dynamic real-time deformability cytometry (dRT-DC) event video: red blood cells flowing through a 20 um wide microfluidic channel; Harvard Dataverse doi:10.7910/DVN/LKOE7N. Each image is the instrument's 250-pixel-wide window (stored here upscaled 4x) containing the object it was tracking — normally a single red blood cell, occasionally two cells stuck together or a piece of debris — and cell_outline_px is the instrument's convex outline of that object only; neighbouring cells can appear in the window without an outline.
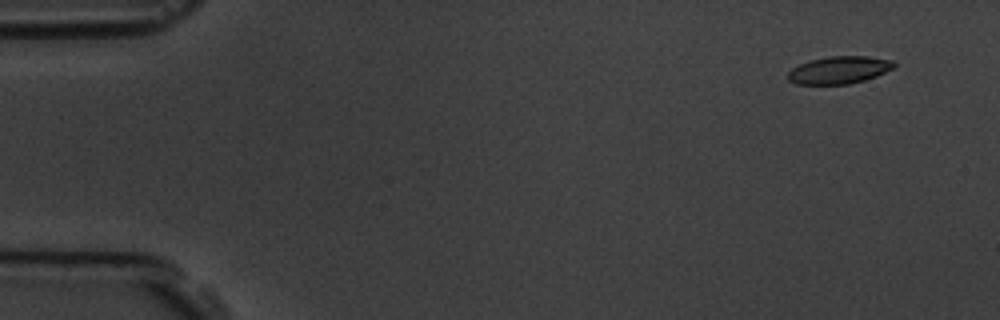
{"species": "common noctule bat (a hibernating species)", "species_latin": "Nyctalus noctula", "temperature_condition": "room temperature", "stored_images_in_passage": 8, "camera_frame_rate_fps": 3000, "um_per_image_px": 0.085, "animal": {"sex": "male", "body_mass_g": 19.5, "forearm_length_mm": 54.6}, "frame": {"image": 1, "passage_image": 1, "time_ms": 0.0, "image_size_px": [1000, 320], "cell_outline_px": [[896, 64], [892, 68], [876, 76], [864, 80], [848, 84], [796, 84], [788, 80], [784, 76], [792, 68], [808, 60], [828, 56], [868, 56], [892, 60]], "centroid_in_image_um": [71.27, 5.94], "position_along_channel_um": 13.7, "area_um2": 17.05}}
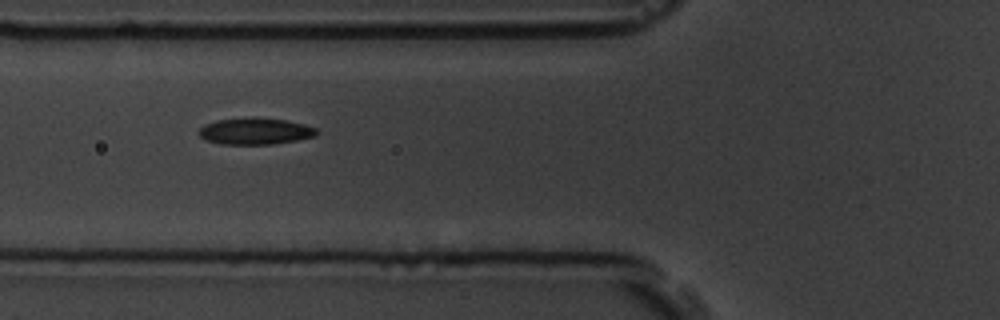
{"frame": {"image": 2, "passage_image": 6, "time_ms": 5.667, "image_size_px": [1000, 320], "cell_outline_px": [[316, 136], [296, 140], [272, 144], [220, 144], [208, 140], [200, 136], [196, 132], [204, 124], [216, 120], [252, 116], [256, 116], [288, 120], [304, 124], [316, 128]], "centroid_in_image_um": [21.67, 11.13], "position_along_channel_um": 104.1, "area_um2": 18.5}}
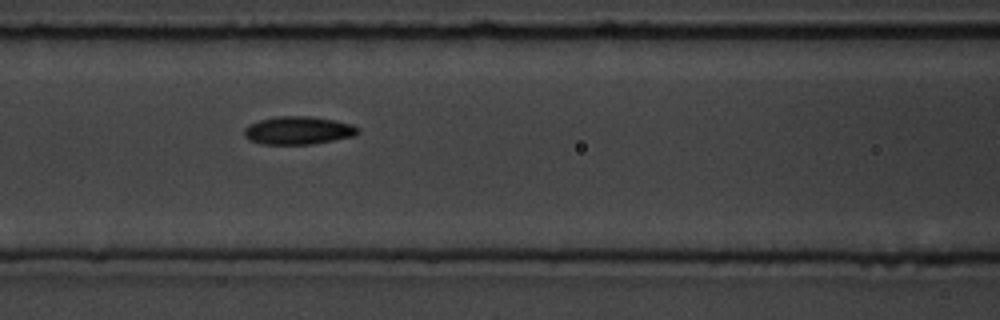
{"frame": {"image": 3, "passage_image": 7, "time_ms": 6.667, "image_size_px": [1000, 320], "cell_outline_px": [[360, 132], [352, 136], [312, 144], [264, 144], [248, 140], [244, 136], [244, 128], [248, 124], [260, 120], [276, 116], [312, 116], [336, 120], [352, 124], [360, 128]], "centroid_in_image_um": [25.34, 11.07], "position_along_channel_um": 141.3, "area_um2": 18.67}}